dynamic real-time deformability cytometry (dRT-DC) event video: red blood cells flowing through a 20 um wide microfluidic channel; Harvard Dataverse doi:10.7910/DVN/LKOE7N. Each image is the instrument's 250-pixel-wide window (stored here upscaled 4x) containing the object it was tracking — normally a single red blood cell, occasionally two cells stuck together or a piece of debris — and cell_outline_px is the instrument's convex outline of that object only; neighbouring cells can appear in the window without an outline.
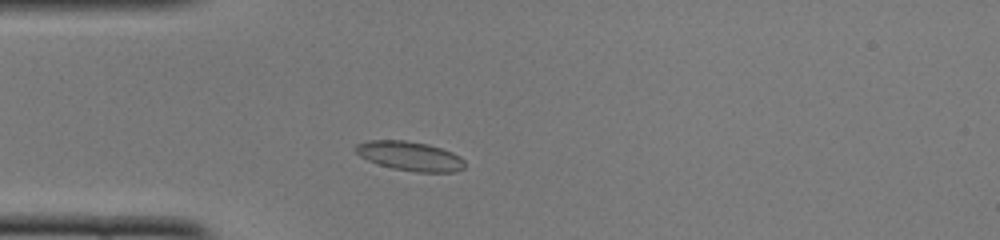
{"species": "common noctule bat (a hibernating species)", "species_latin": "Nyctalus noctula", "temperature_condition": "cold", "stored_images_in_passage": 39, "camera_frame_rate_fps": 3000, "um_per_image_px": 0.085, "animal": {"sex": "female", "body_mass_g": 22.0, "forearm_length_mm": 56.7}, "frame": {"image": 1, "passage_image": 2, "time_ms": 0.333, "image_size_px": [1000, 240], "cell_outline_px": [[464, 168], [456, 172], [416, 172], [392, 168], [368, 160], [360, 156], [352, 148], [356, 144], [368, 140], [404, 140], [428, 144], [452, 152], [460, 156], [464, 160]], "centroid_in_image_um": [34.83, 13.26], "position_along_channel_um": 50.2, "area_um2": 18.67}}
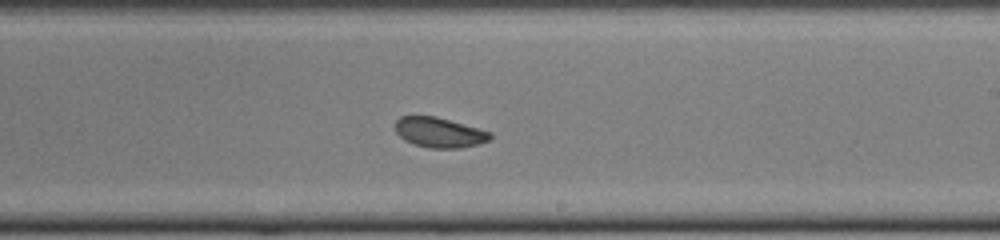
{"frame": {"image": 2, "passage_image": 18, "time_ms": 5.667, "image_size_px": [1000, 240], "cell_outline_px": [[492, 136], [488, 140], [476, 144], [460, 148], [432, 148], [416, 144], [404, 140], [396, 132], [396, 120], [400, 116], [436, 116], [492, 132]], "centroid_in_image_um": [37.34, 11.25], "position_along_channel_um": 251.7, "area_um2": 16.42}}
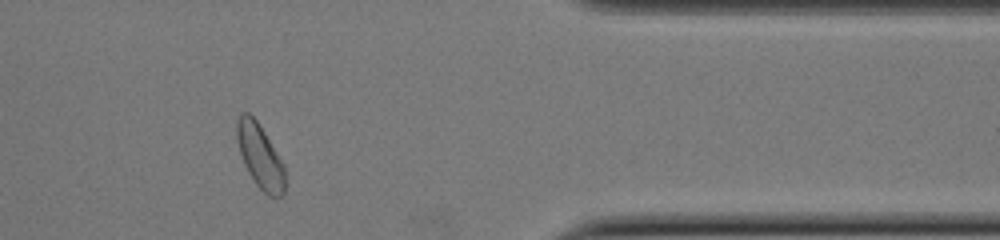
{"frame": {"image": 3, "passage_image": 30, "time_ms": 9.667, "image_size_px": [1000, 240], "cell_outline_px": [[284, 192], [280, 196], [268, 196], [256, 184], [248, 172], [244, 164], [236, 140], [236, 120], [240, 112], [248, 112], [256, 120], [264, 132], [284, 164]], "centroid_in_image_um": [22.07, 13.24], "position_along_channel_um": 389.3, "area_um2": 17.8}, "authors_computed_cell_mechanics": {"area_um2": 17.5712, "velocity_mm_per_s": 3.9663, "shape_relaxation_time_tau1_ms": 2.5141, "shape_relaxation_time_tau2_ms": 1.535, "deformation_change_tau1": 0.0786, "deformation_change_tau2": 0.0515}}